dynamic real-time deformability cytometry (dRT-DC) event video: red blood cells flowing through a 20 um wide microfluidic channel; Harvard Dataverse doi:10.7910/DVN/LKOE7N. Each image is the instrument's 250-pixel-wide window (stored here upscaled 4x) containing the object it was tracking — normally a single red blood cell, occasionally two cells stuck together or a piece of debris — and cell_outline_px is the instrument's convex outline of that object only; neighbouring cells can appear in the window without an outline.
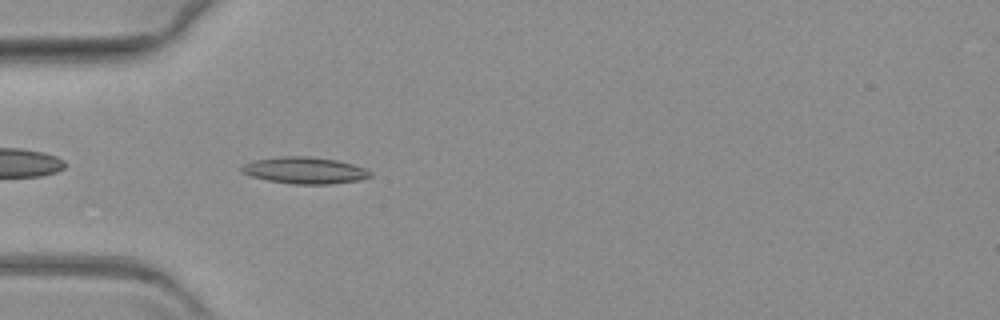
{"species": "common noctule bat (a hibernating species)", "species_latin": "Nyctalus noctula", "temperature_condition": "warm", "stored_images_in_passage": 45, "camera_frame_rate_fps": 3000, "um_per_image_px": 0.085, "animal": {"sex": "female", "body_mass_g": 19.3, "forearm_length_mm": 54.1}, "frame": {"image": 1, "passage_image": 3, "time_ms": 0.667, "image_size_px": [1000, 320], "cell_outline_px": [[372, 176], [360, 180], [328, 184], [292, 184], [268, 180], [252, 176], [240, 172], [240, 168], [244, 164], [252, 160], [280, 156], [308, 156], [336, 160], [352, 164], [364, 168], [372, 172]], "centroid_in_image_um": [25.88, 14.48], "position_along_channel_um": 59.1, "area_um2": 20.0}}
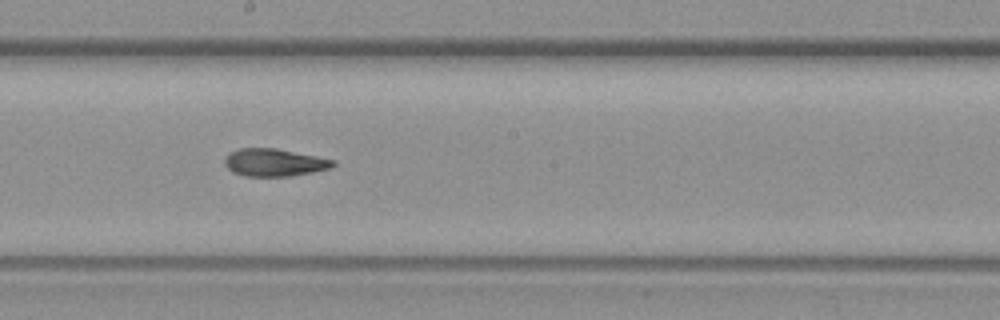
{"frame": {"image": 2, "passage_image": 18, "time_ms": 5.667, "image_size_px": [1000, 320], "cell_outline_px": [[336, 164], [332, 168], [312, 172], [288, 176], [244, 176], [232, 172], [224, 164], [224, 160], [228, 152], [240, 148], [276, 148], [336, 160]], "centroid_in_image_um": [23.3, 13.81], "position_along_channel_um": 224.9, "area_um2": 17.51}}
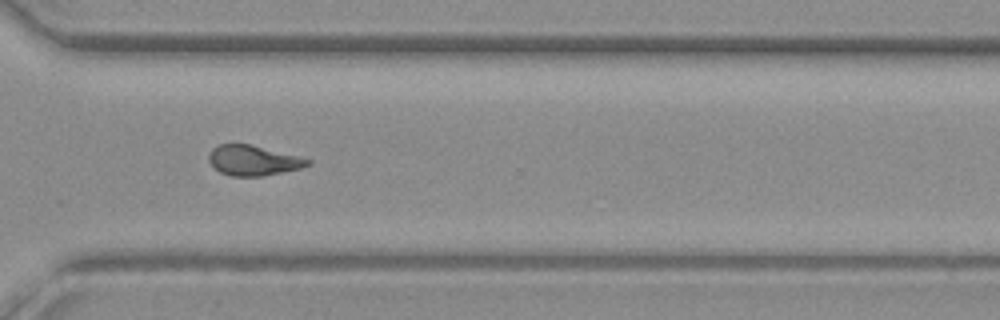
{"frame": {"image": 3, "passage_image": 29, "time_ms": 9.333, "image_size_px": [1000, 320], "cell_outline_px": [[312, 164], [300, 168], [264, 176], [232, 176], [220, 172], [208, 160], [208, 156], [212, 148], [220, 144], [248, 144], [300, 156], [312, 160]], "centroid_in_image_um": [21.55, 13.64], "position_along_channel_um": 349.1, "area_um2": 17.28}}